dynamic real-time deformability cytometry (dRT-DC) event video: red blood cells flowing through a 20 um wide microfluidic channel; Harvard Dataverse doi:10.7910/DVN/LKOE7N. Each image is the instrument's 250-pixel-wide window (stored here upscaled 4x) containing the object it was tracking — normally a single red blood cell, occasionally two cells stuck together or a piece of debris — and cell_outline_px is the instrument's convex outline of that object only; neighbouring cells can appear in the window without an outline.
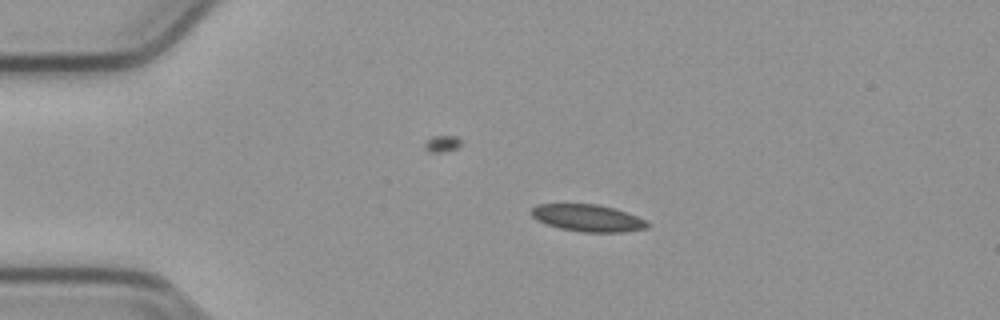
{"species": "common noctule bat (a hibernating species)", "species_latin": "Nyctalus noctula", "temperature_condition": "cold", "stored_images_in_passage": 47, "camera_frame_rate_fps": 3000, "um_per_image_px": 0.085, "animal": {"sex": "male", "body_mass_g": 23.1, "forearm_length_mm": 52.7}, "frame": {"image": 1, "passage_image": 7, "time_ms": 2.0, "image_size_px": [1000, 320], "cell_outline_px": [[648, 228], [620, 232], [584, 232], [560, 228], [536, 220], [528, 212], [536, 204], [596, 204], [612, 208], [636, 216], [644, 220], [648, 224]], "centroid_in_image_um": [49.89, 18.52], "position_along_channel_um": 35.1, "area_um2": 18.03}}
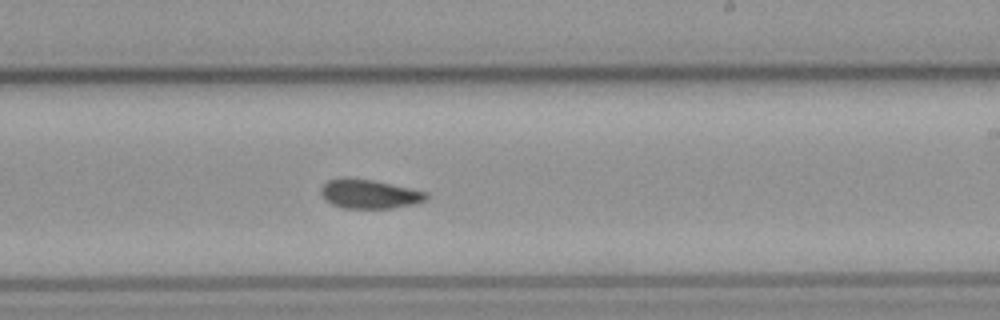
{"frame": {"image": 2, "passage_image": 28, "time_ms": 9.0, "image_size_px": [1000, 320], "cell_outline_px": [[428, 200], [416, 204], [392, 208], [344, 208], [332, 204], [324, 200], [320, 192], [320, 188], [328, 180], [344, 176], [348, 176], [372, 180], [428, 192]], "centroid_in_image_um": [31.38, 16.48], "position_along_channel_um": 257.6, "area_um2": 18.15}}
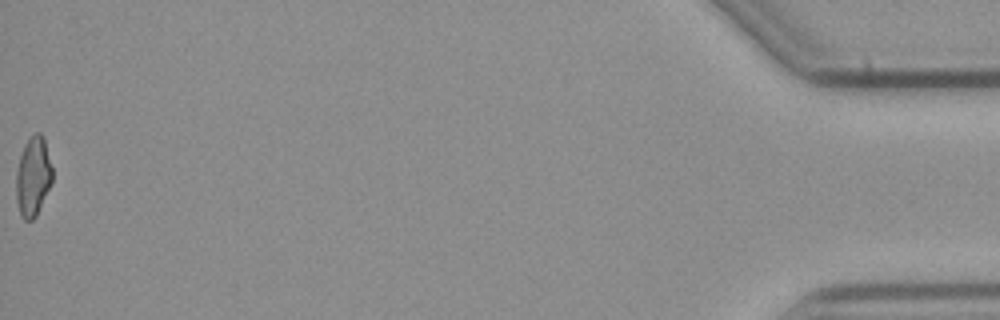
{"frame": {"image": 3, "passage_image": 47, "time_ms": 15.333, "image_size_px": [1000, 320], "cell_outline_px": [[52, 184], [36, 216], [32, 220], [24, 220], [20, 216], [16, 200], [16, 172], [20, 156], [24, 144], [36, 132], [40, 132], [44, 136], [52, 168]], "centroid_in_image_um": [2.81, 15.02], "position_along_channel_um": 432.4, "area_um2": 16.94}, "authors_computed_cell_mechanics": {"area_um2": 17.9758, "velocity_mm_per_s": 3.7924, "shape_relaxation_time_tau1_ms": null, "shape_relaxation_time_tau2_ms": 2.9705, "deformation_change_tau1": null, "deformation_change_tau2": 0.0766}}